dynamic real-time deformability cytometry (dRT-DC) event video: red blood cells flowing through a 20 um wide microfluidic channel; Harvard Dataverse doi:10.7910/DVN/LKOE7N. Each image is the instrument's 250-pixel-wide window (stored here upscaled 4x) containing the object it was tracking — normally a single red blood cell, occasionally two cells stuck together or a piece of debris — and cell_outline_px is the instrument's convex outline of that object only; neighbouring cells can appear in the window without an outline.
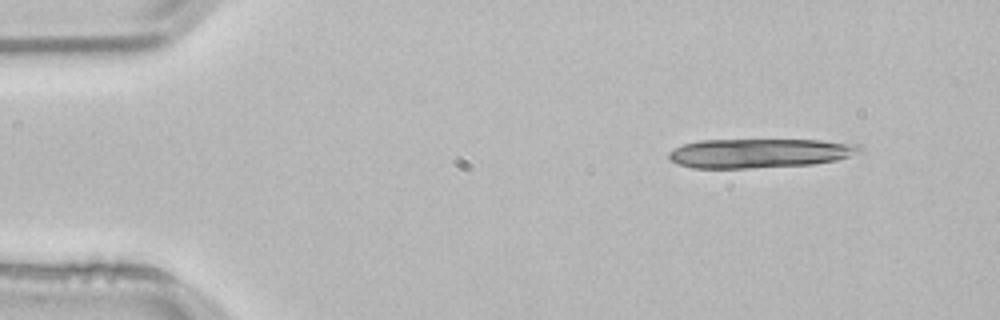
{"species": "common noctule bat (a hibernating species)", "species_latin": "Nyctalus noctula", "temperature_condition": "room temperature", "stored_images_in_passage": 3, "camera_frame_rate_fps": 3000, "um_per_image_px": 0.085, "animal": {"sex": "male", "body_mass_g": 21.5, "forearm_length_mm": 52.0}, "frame": {"image": 1, "passage_image": 1, "time_ms": 0.0, "image_size_px": [1000, 320], "cell_outline_px": [[864, 152], [836, 160], [812, 164], [748, 168], [692, 168], [676, 164], [668, 156], [668, 152], [684, 144], [700, 140], [820, 140], [860, 144], [864, 148]], "centroid_in_image_um": [64.62, 13.02], "position_along_channel_um": 20.4, "area_um2": 32.66}}